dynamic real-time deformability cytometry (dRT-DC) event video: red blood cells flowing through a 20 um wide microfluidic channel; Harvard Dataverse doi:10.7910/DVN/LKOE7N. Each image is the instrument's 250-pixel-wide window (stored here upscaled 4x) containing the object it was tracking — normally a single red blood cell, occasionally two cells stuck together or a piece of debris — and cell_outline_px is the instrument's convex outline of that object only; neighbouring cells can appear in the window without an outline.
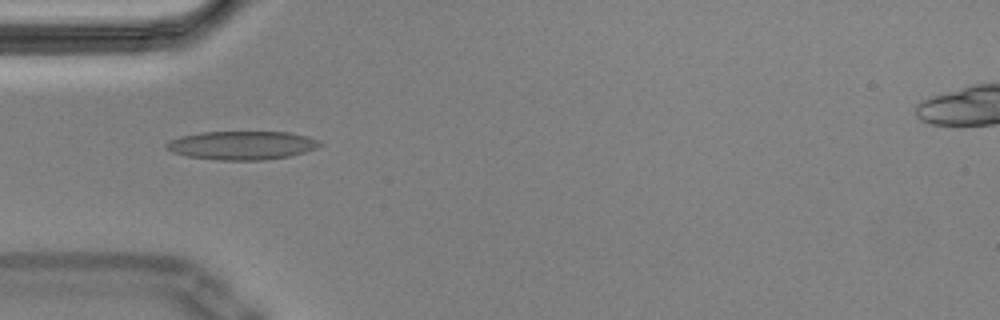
{"species": "Egyptian fruit bat (a non-hibernating species)", "species_latin": "Rousettus aegyptiacus", "temperature_condition": "cold", "stored_images_in_passage": 55, "camera_frame_rate_fps": 3000, "um_per_image_px": 0.085, "animal": {"sex": "male"}, "frame": {"image": 1, "passage_image": 16, "time_ms": 5.0, "image_size_px": [1000, 320], "cell_outline_px": [[324, 144], [316, 148], [304, 152], [288, 156], [264, 160], [216, 160], [188, 156], [172, 152], [164, 148], [164, 144], [180, 136], [200, 132], [288, 132], [308, 136]], "centroid_in_image_um": [20.54, 12.35], "position_along_channel_um": 64.5, "area_um2": 25.55}}
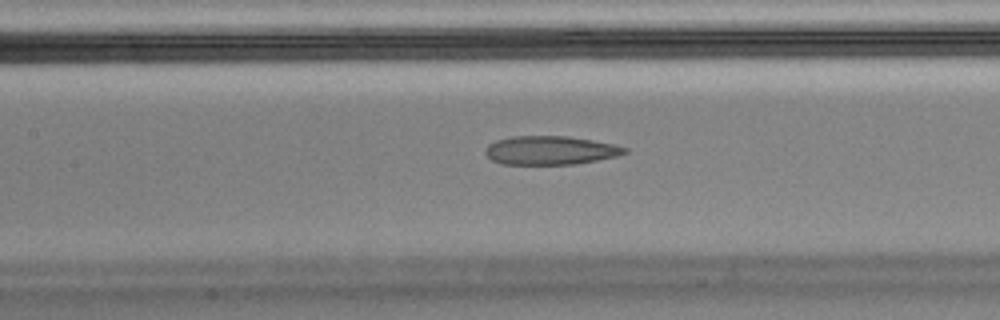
{"frame": {"image": 2, "passage_image": 24, "time_ms": 7.667, "image_size_px": [1000, 320], "cell_outline_px": [[628, 152], [616, 156], [576, 164], [500, 164], [492, 160], [484, 152], [488, 144], [496, 140], [512, 136], [568, 136], [616, 144], [628, 148]], "centroid_in_image_um": [46.78, 12.77], "position_along_channel_um": 160.6, "area_um2": 23.35}}
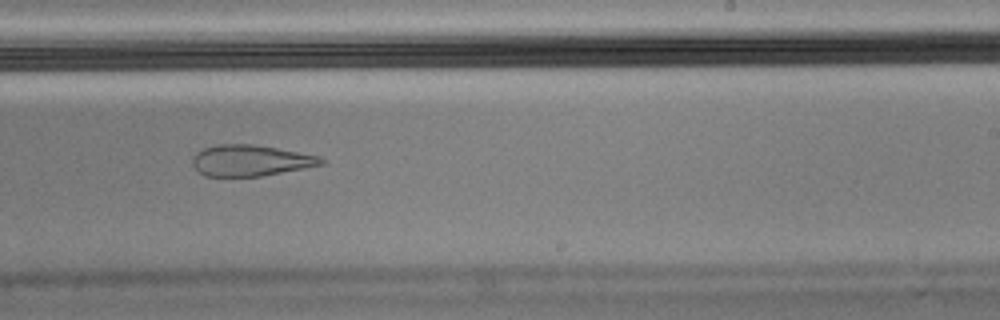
{"frame": {"image": 3, "passage_image": 33, "time_ms": 10.667, "image_size_px": [1000, 320], "cell_outline_px": [[328, 160], [324, 164], [304, 168], [260, 176], [204, 176], [192, 164], [192, 156], [196, 152], [204, 148], [216, 144], [252, 144], [276, 148], [320, 156]], "centroid_in_image_um": [21.29, 13.63], "position_along_channel_um": 267.7, "area_um2": 23.29}, "authors_computed_cell_mechanics": {"area_um2": 25.721, "velocity_mm_per_s": 3.5793, "shape_relaxation_time_tau1_ms": null, "shape_relaxation_time_tau2_ms": 3.6522, "deformation_change_tau1": null, "deformation_change_tau2": 0.1116}}